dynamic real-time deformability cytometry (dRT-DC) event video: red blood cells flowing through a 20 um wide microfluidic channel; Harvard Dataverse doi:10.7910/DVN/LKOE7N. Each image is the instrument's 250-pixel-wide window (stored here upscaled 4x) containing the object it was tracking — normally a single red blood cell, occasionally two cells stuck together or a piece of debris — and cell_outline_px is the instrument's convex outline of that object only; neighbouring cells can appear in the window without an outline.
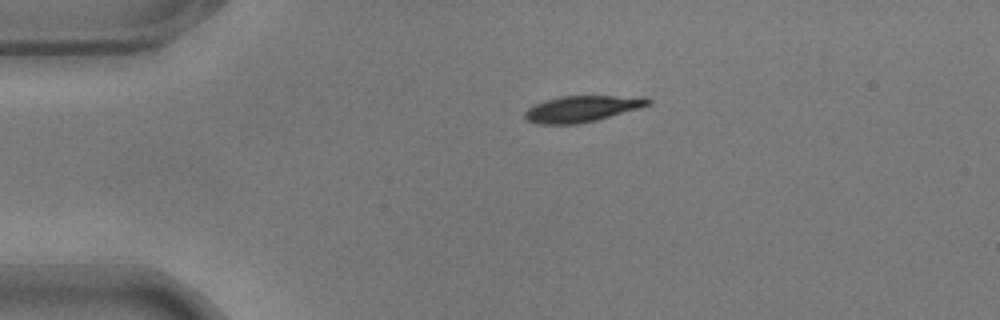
{"species": "common noctule bat (a hibernating species)", "species_latin": "Nyctalus noctula", "temperature_condition": "warm", "stored_images_in_passage": 22, "camera_frame_rate_fps": 3000, "um_per_image_px": 0.085, "animal": {"sex": "male", "body_mass_g": 17.9}, "frame": {"image": 1, "passage_image": 1, "time_ms": 0.0, "image_size_px": [1000, 320], "cell_outline_px": [[652, 104], [640, 108], [596, 120], [576, 124], [536, 124], [524, 120], [524, 112], [528, 108], [544, 100], [560, 96], [644, 96], [652, 100]], "centroid_in_image_um": [49.47, 9.24], "position_along_channel_um": 35.5, "area_um2": 19.02}}
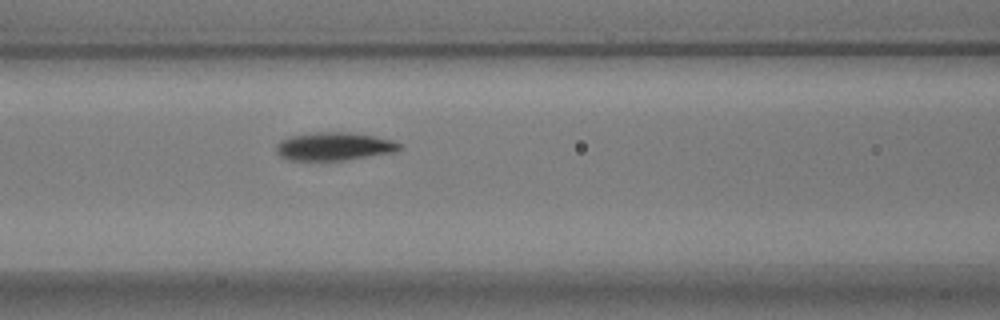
{"frame": {"image": 2, "passage_image": 13, "time_ms": 4.0, "image_size_px": [1000, 320], "cell_outline_px": [[400, 148], [396, 152], [344, 160], [288, 160], [280, 156], [276, 152], [276, 144], [280, 140], [288, 136], [316, 132], [348, 132], [372, 136], [392, 140], [400, 144]], "centroid_in_image_um": [28.35, 12.44], "position_along_channel_um": 138.3, "area_um2": 20.17}}
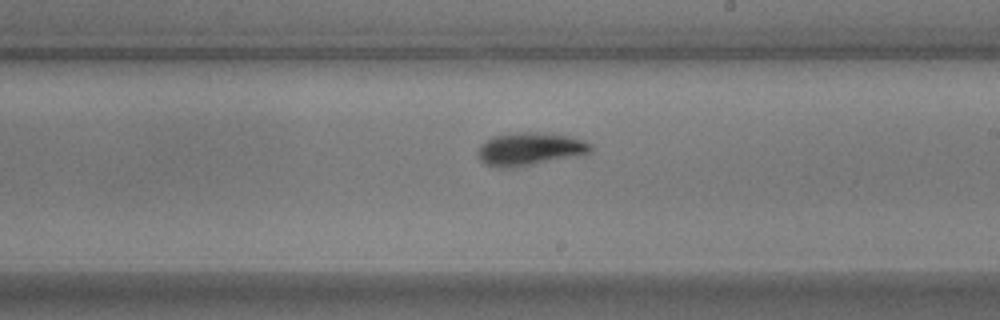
{"frame": {"image": 3, "passage_image": 22, "time_ms": 7.0, "image_size_px": [1000, 320], "cell_outline_px": [[592, 152], [584, 156], [516, 168], [500, 168], [484, 164], [476, 156], [476, 152], [480, 144], [492, 136], [516, 132], [536, 132], [572, 136], [592, 144]], "centroid_in_image_um": [45.06, 12.69], "position_along_channel_um": 243.9, "area_um2": 22.54}}